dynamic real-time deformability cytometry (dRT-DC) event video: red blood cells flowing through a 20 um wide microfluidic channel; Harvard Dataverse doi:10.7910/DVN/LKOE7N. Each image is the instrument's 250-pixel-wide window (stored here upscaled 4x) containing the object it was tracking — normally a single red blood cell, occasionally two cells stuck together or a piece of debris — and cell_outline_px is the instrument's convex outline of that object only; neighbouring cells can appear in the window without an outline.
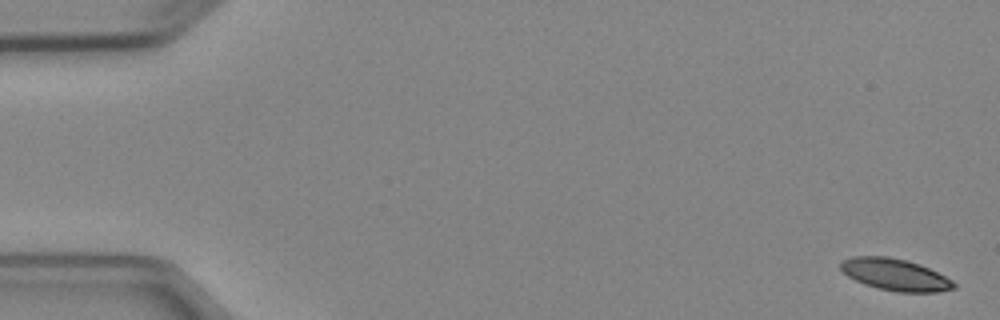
{"species": "Egyptian fruit bat (a non-hibernating species)", "species_latin": "Rousettus aegyptiacus", "temperature_condition": "cold", "stored_images_in_passage": 5, "camera_frame_rate_fps": 3000, "um_per_image_px": 0.085, "animal": {"sex": "female"}, "frame": {"image": 1, "passage_image": 1, "time_ms": 0.0, "image_size_px": [1000, 320], "cell_outline_px": [[956, 288], [940, 292], [896, 292], [876, 288], [864, 284], [848, 276], [840, 268], [840, 264], [844, 260], [852, 256], [888, 256], [908, 260], [920, 264], [952, 280], [956, 284]], "centroid_in_image_um": [76.1, 23.34], "position_along_channel_um": 8.9, "area_um2": 21.04}}
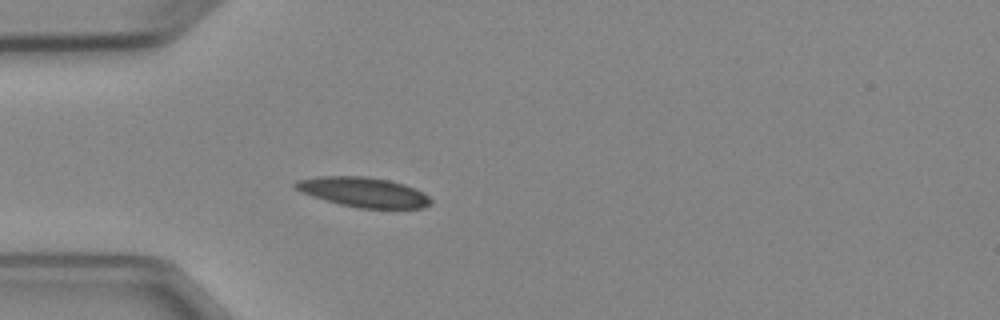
{"frame": {"image": 2, "passage_image": 5, "time_ms": 4.667, "image_size_px": [1000, 320], "cell_outline_px": [[432, 204], [424, 208], [360, 208], [340, 204], [312, 196], [300, 192], [292, 184], [296, 180], [320, 176], [364, 176], [388, 180], [404, 184], [424, 192], [432, 200]], "centroid_in_image_um": [30.9, 16.33], "position_along_channel_um": 54.1, "area_um2": 23.52}}